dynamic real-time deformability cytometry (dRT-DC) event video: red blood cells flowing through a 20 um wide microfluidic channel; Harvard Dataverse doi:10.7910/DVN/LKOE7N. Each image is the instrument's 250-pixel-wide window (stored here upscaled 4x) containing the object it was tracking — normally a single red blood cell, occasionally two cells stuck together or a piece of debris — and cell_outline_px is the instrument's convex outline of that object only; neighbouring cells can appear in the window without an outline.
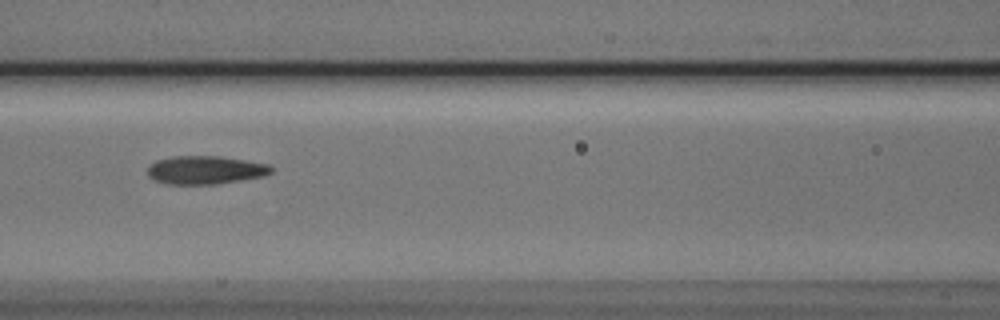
{"species": "Egyptian fruit bat (a non-hibernating species)", "species_latin": "Rousettus aegyptiacus", "temperature_condition": "cold", "stored_images_in_passage": 5, "camera_frame_rate_fps": 3000, "um_per_image_px": 0.085, "animal": {"sex": "male"}, "frame": {"image": 1, "passage_image": 4, "time_ms": 1.0, "image_size_px": [1000, 320], "cell_outline_px": [[272, 172], [264, 176], [216, 184], [168, 184], [156, 180], [148, 176], [148, 168], [156, 160], [172, 156], [220, 156], [268, 164], [272, 168]], "centroid_in_image_um": [17.45, 14.45], "position_along_channel_um": 149.1, "area_um2": 20.23}}
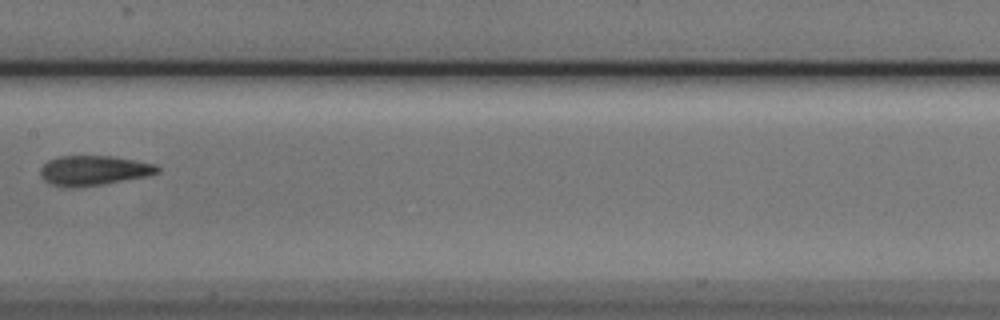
{"frame": {"image": 2, "passage_image": 5, "time_ms": 1.333, "image_size_px": [1000, 320], "cell_outline_px": [[160, 172], [148, 176], [104, 184], [76, 188], [72, 188], [52, 184], [44, 180], [40, 176], [40, 168], [48, 160], [60, 156], [112, 156], [156, 164], [160, 168]], "centroid_in_image_um": [7.97, 14.49], "position_along_channel_um": 199.4, "area_um2": 20.46}}